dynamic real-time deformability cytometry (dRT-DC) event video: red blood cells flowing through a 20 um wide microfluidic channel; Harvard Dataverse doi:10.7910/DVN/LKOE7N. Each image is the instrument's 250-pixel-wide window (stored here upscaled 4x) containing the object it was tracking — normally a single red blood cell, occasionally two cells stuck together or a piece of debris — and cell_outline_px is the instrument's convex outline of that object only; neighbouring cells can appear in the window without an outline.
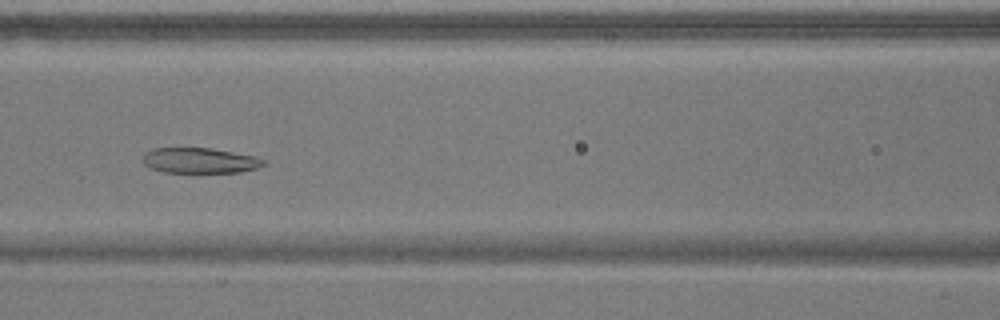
{"species": "common noctule bat (a hibernating species)", "species_latin": "Nyctalus noctula", "temperature_condition": "warm", "stored_images_in_passage": 54, "camera_frame_rate_fps": 3000, "um_per_image_px": 0.085, "animal": {"sex": "male", "body_mass_g": 17.9}, "frame": {"image": 1, "passage_image": 23, "time_ms": 7.333, "image_size_px": [1000, 320], "cell_outline_px": [[264, 164], [256, 168], [240, 172], [164, 172], [152, 168], [144, 164], [144, 156], [152, 148], [208, 148], [256, 156], [264, 160]], "centroid_in_image_um": [16.99, 13.64], "position_along_channel_um": 149.6, "area_um2": 17.51}}
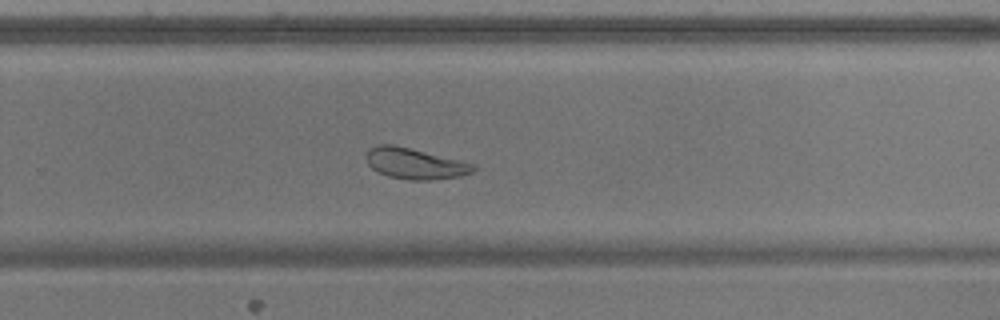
{"frame": {"image": 2, "passage_image": 35, "time_ms": 11.333, "image_size_px": [1000, 320], "cell_outline_px": [[476, 168], [472, 172], [460, 176], [432, 180], [408, 180], [388, 176], [372, 168], [368, 164], [368, 148], [376, 144], [392, 144], [460, 160], [476, 164]], "centroid_in_image_um": [35.29, 13.9], "position_along_channel_um": 294.5, "area_um2": 19.13}}
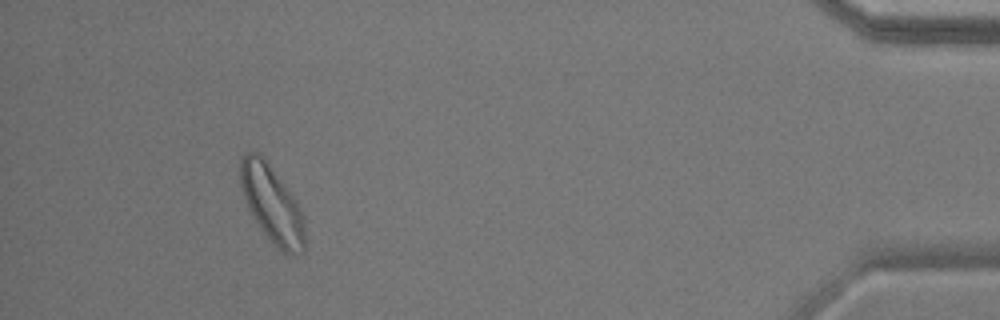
{"frame": {"image": 3, "passage_image": 50, "time_ms": 16.333, "image_size_px": [1000, 320], "cell_outline_px": [[304, 252], [292, 256], [284, 252], [260, 228], [244, 196], [240, 184], [240, 160], [244, 152], [260, 152], [264, 156], [296, 200], [304, 220]], "centroid_in_image_um": [23.12, 17.29], "position_along_channel_um": 412.1, "area_um2": 28.5}, "authors_computed_cell_mechanics": {"area_um2": 24.7384, "velocity_mm_per_s": 3.6383, "shape_relaxation_time_tau1_ms": null, "shape_relaxation_time_tau2_ms": 4.3323, "deformation_change_tau1": null, "deformation_change_tau2": 0.1198}}